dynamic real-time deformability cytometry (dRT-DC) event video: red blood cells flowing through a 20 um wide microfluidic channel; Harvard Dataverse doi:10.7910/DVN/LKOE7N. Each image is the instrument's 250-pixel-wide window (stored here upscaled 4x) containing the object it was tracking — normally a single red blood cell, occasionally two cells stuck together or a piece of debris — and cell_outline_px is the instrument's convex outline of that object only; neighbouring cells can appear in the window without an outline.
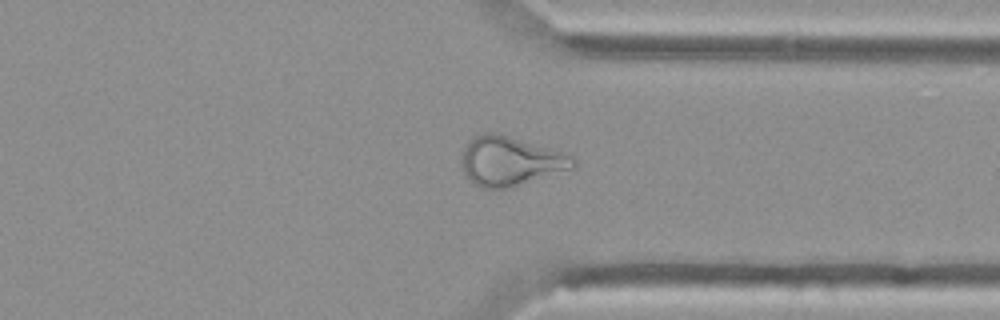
{"species": "Egyptian fruit bat (a non-hibernating species)", "species_latin": "Rousettus aegyptiacus", "temperature_condition": "cold", "stored_images_in_passage": 45, "camera_frame_rate_fps": 3000, "um_per_image_px": 0.085, "animal": {"sex": "female"}, "frame": {"image": 1, "passage_image": 32, "time_ms": 10.333, "image_size_px": [1000, 320], "cell_outline_px": [[576, 164], [572, 168], [512, 188], [480, 188], [464, 172], [460, 160], [464, 148], [468, 140], [480, 132], [496, 132], [548, 148], [572, 156], [576, 160]], "centroid_in_image_um": [43.33, 13.69], "position_along_channel_um": 368.1, "area_um2": 31.85}}